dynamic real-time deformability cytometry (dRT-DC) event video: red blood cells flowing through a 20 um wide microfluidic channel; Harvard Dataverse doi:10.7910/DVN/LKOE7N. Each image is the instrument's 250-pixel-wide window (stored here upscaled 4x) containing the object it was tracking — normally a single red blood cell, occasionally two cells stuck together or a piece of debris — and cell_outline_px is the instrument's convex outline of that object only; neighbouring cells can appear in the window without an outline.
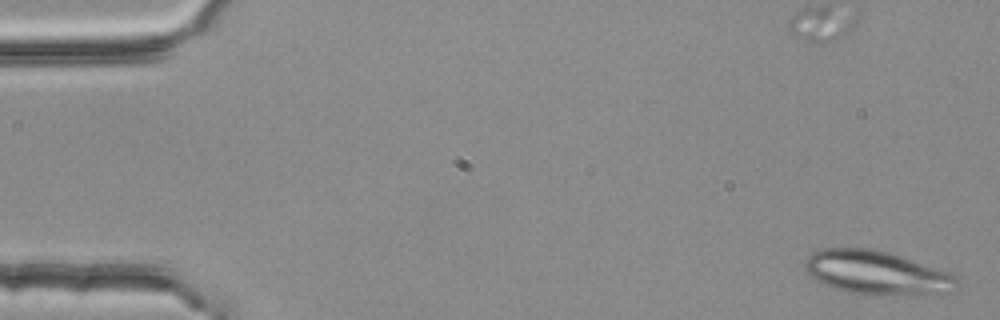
{"species": "common noctule bat (a hibernating species)", "species_latin": "Nyctalus noctula", "temperature_condition": "room temperature", "stored_images_in_passage": 4, "camera_frame_rate_fps": 3000, "um_per_image_px": 0.085, "animal": {"sex": "female", "body_mass_g": 25.1}, "frame": {"image": 1, "passage_image": 1, "time_ms": 0.0, "image_size_px": [1000, 320], "cell_outline_px": [[960, 284], [948, 292], [924, 296], [860, 296], [832, 288], [816, 280], [804, 268], [804, 260], [812, 252], [820, 248], [876, 248], [952, 272], [956, 276]], "centroid_in_image_um": [74.56, 23.22], "position_along_channel_um": 10.4, "area_um2": 40.11}}